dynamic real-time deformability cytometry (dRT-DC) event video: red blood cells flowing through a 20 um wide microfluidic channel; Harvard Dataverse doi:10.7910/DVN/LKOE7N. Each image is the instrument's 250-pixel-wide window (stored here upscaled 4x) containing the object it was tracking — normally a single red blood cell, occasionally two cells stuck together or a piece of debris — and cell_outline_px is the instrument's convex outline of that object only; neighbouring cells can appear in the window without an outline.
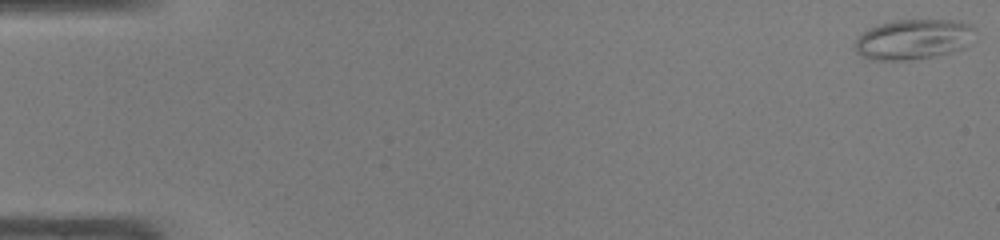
{"species": "common noctule bat (a hibernating species)", "species_latin": "Nyctalus noctula", "temperature_condition": "warm", "stored_images_in_passage": 48, "camera_frame_rate_fps": 3000, "um_per_image_px": 0.085, "animal": {"sex": "male", "body_mass_g": 19.0, "forearm_length_mm": 50.8}, "frame": {"image": 1, "passage_image": 1, "time_ms": 0.0, "image_size_px": [1000, 240], "cell_outline_px": [[976, 28], [960, 48], [948, 52], [932, 56], [908, 60], [872, 60], [856, 52], [856, 36], [868, 28], [880, 24], [896, 20], [960, 20], [972, 24]], "centroid_in_image_um": [77.56, 3.32], "position_along_channel_um": 7.4, "area_um2": 27.63}}
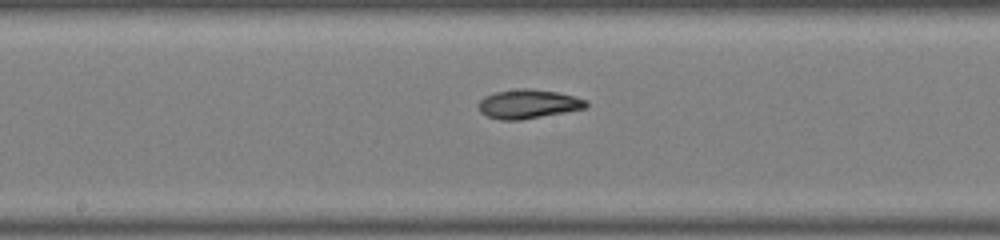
{"frame": {"image": 2, "passage_image": 26, "time_ms": 8.333, "image_size_px": [1000, 240], "cell_outline_px": [[588, 104], [584, 108], [564, 112], [520, 120], [500, 120], [488, 116], [480, 112], [480, 100], [484, 96], [496, 92], [520, 88], [528, 88], [556, 92], [588, 100]], "centroid_in_image_um": [44.89, 8.84], "position_along_channel_um": 203.3, "area_um2": 17.92}}
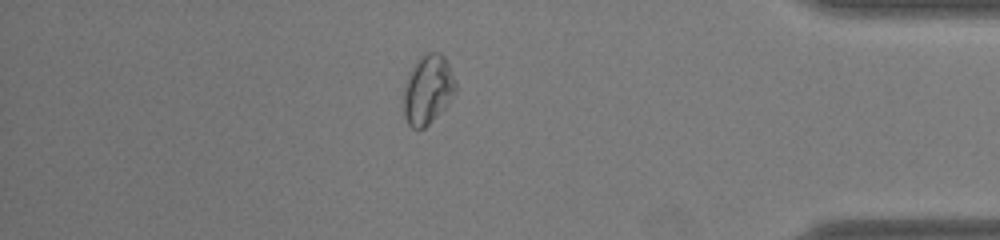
{"frame": {"image": 3, "passage_image": 42, "time_ms": 13.667, "image_size_px": [1000, 240], "cell_outline_px": [[456, 92], [448, 104], [424, 128], [412, 128], [408, 124], [404, 116], [404, 88], [408, 72], [416, 60], [420, 56], [428, 52], [440, 52], [444, 56], [448, 64], [456, 84]], "centroid_in_image_um": [36.35, 7.59], "position_along_channel_um": 398.8, "area_um2": 20.98}, "authors_computed_cell_mechanics": {"area_um2": 20.0855, "velocity_mm_per_s": 4.2393, "shape_relaxation_time_tau1_ms": 10.8504, "shape_relaxation_time_tau2_ms": 6.081, "deformation_change_tau1": 0.2094, "deformation_change_tau2": 0.1433}}